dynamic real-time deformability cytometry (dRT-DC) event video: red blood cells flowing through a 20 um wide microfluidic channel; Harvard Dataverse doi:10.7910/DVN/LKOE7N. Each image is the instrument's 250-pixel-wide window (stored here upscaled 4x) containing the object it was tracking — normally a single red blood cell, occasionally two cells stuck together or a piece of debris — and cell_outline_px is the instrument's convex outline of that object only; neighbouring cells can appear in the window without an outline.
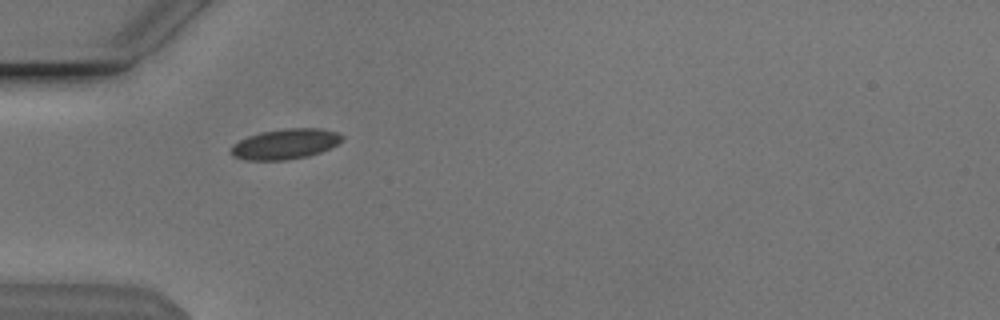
{"species": "Egyptian fruit bat (a non-hibernating species)", "species_latin": "Rousettus aegyptiacus", "temperature_condition": "cold", "stored_images_in_passage": 40, "camera_frame_rate_fps": 3000, "um_per_image_px": 0.085, "animal": {"sex": "male"}, "frame": {"image": 1, "passage_image": 3, "time_ms": 0.667, "image_size_px": [1000, 320], "cell_outline_px": [[344, 140], [320, 152], [308, 156], [284, 160], [248, 160], [236, 156], [232, 152], [232, 144], [248, 136], [264, 132], [284, 128], [320, 128], [336, 132], [344, 136]], "centroid_in_image_um": [24.29, 12.23], "position_along_channel_um": 60.7, "area_um2": 19.31}}
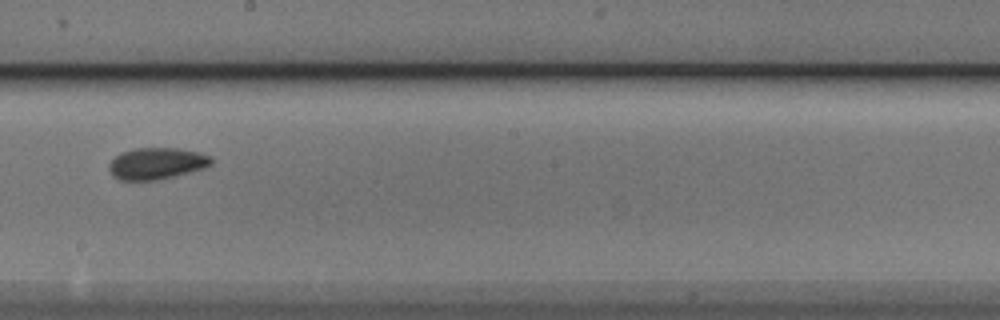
{"frame": {"image": 2, "passage_image": 17, "time_ms": 5.333, "image_size_px": [1000, 320], "cell_outline_px": [[212, 164], [204, 168], [156, 180], [120, 180], [112, 176], [108, 172], [108, 164], [120, 152], [136, 148], [180, 148], [200, 152], [212, 156]], "centroid_in_image_um": [13.29, 13.88], "position_along_channel_um": 234.9, "area_um2": 18.96}}
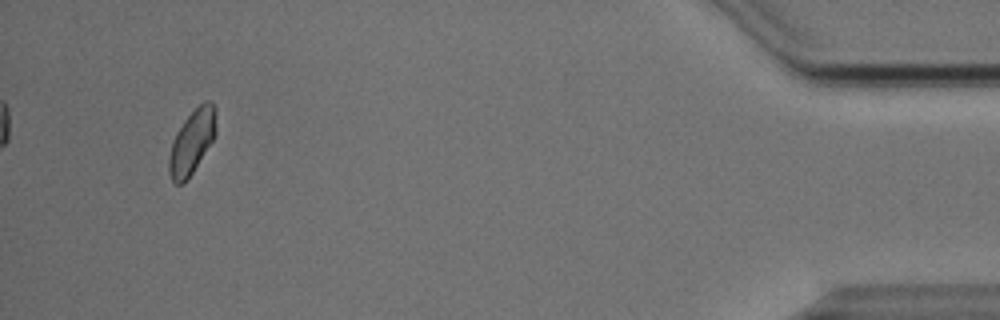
{"frame": {"image": 3, "passage_image": 37, "time_ms": 12.0, "image_size_px": [1000, 320], "cell_outline_px": [[216, 136], [184, 184], [176, 184], [172, 180], [168, 172], [168, 160], [172, 140], [176, 132], [184, 120], [204, 100], [208, 100], [216, 108]], "centroid_in_image_um": [16.31, 12.06], "position_along_channel_um": 418.9, "area_um2": 17.63}, "authors_computed_cell_mechanics": {"area_um2": 18.3515, "velocity_mm_per_s": 3.8299, "shape_relaxation_time_tau1_ms": 2.7773, "shape_relaxation_time_tau2_ms": 1.8327, "deformation_change_tau1": 0.0588, "deformation_change_tau2": 0.0516}}